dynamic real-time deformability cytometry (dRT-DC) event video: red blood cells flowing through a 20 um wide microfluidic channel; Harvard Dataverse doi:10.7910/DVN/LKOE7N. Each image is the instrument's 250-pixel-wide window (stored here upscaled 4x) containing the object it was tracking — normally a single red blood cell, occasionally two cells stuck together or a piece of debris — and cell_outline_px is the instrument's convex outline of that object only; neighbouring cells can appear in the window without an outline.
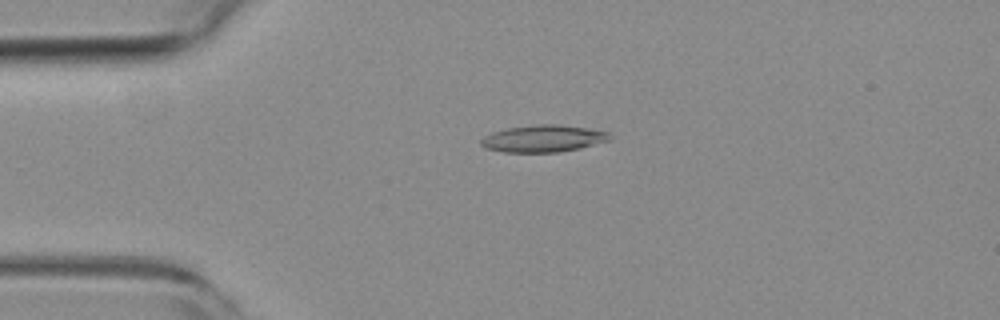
{"species": "common noctule bat (a hibernating species)", "species_latin": "Nyctalus noctula", "temperature_condition": "room temperature", "stored_images_in_passage": 53, "camera_frame_rate_fps": 3000, "um_per_image_px": 0.085, "animal": {"sex": "female", "body_mass_g": 19.3, "forearm_length_mm": 54.1}, "frame": {"image": 1, "passage_image": 12, "time_ms": 3.667, "image_size_px": [1000, 320], "cell_outline_px": [[608, 140], [580, 148], [560, 152], [504, 152], [484, 148], [480, 144], [480, 140], [484, 136], [492, 132], [508, 128], [540, 124], [556, 124], [584, 128], [608, 132]], "centroid_in_image_um": [46.09, 11.79], "position_along_channel_um": 38.9, "area_um2": 19.94}}
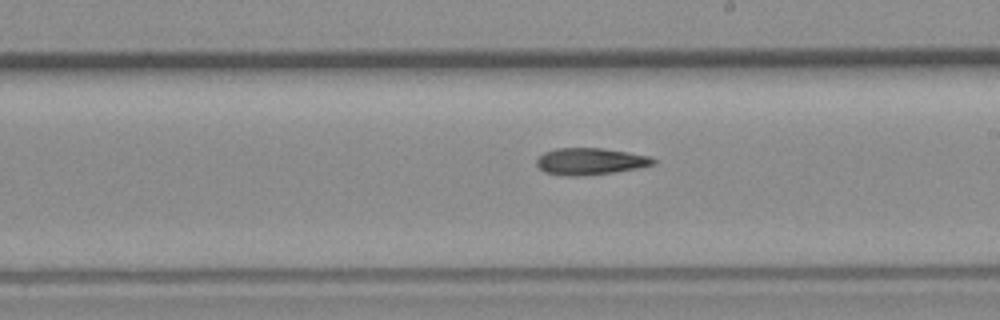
{"frame": {"image": 2, "passage_image": 30, "time_ms": 9.667, "image_size_px": [1000, 320], "cell_outline_px": [[656, 164], [636, 168], [612, 172], [584, 176], [564, 176], [544, 172], [536, 164], [536, 160], [544, 152], [556, 148], [600, 148], [628, 152], [648, 156], [656, 160]], "centroid_in_image_um": [50.14, 13.72], "position_along_channel_um": 238.9, "area_um2": 18.15}}
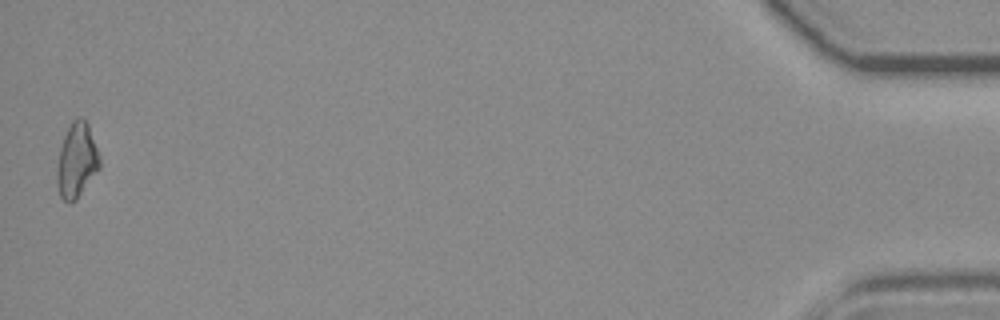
{"frame": {"image": 3, "passage_image": 53, "time_ms": 17.333, "image_size_px": [1000, 320], "cell_outline_px": [[100, 168], [76, 200], [68, 204], [60, 196], [56, 184], [56, 172], [60, 148], [64, 136], [72, 120], [76, 116], [80, 116], [88, 124], [100, 156]], "centroid_in_image_um": [6.51, 13.65], "position_along_channel_um": 428.7, "area_um2": 18.67}}